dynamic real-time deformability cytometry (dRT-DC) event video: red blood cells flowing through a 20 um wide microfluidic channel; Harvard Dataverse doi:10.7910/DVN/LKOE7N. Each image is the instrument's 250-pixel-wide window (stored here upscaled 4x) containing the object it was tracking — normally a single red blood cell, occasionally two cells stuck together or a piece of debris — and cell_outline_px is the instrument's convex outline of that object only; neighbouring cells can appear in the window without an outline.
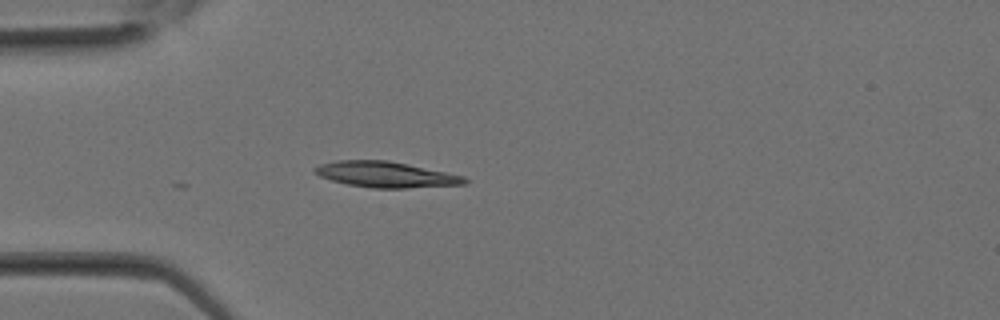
{"species": "Egyptian fruit bat (a non-hibernating species)", "species_latin": "Rousettus aegyptiacus", "temperature_condition": "room temperature", "stored_images_in_passage": 12, "camera_frame_rate_fps": 3000, "um_per_image_px": 0.085, "animal": {"sex": "female"}, "frame": {"image": 1, "passage_image": 7, "time_ms": 2.0, "image_size_px": [1000, 320], "cell_outline_px": [[468, 184], [408, 188], [372, 188], [348, 184], [332, 180], [320, 176], [312, 172], [312, 168], [320, 164], [336, 160], [388, 160], [408, 164], [464, 176], [468, 180]], "centroid_in_image_um": [32.78, 14.83], "position_along_channel_um": 52.2, "area_um2": 22.54}}
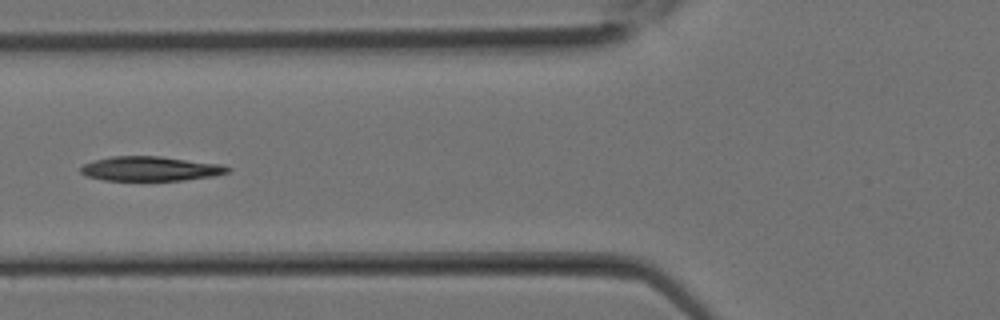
{"frame": {"image": 2, "passage_image": 10, "time_ms": 3.0, "image_size_px": [1000, 320], "cell_outline_px": [[232, 168], [228, 172], [216, 176], [184, 180], [104, 180], [84, 176], [80, 172], [80, 168], [84, 164], [92, 160], [112, 156], [160, 156], [220, 164]], "centroid_in_image_um": [12.77, 14.34], "position_along_channel_um": 113.0, "area_um2": 21.1}}
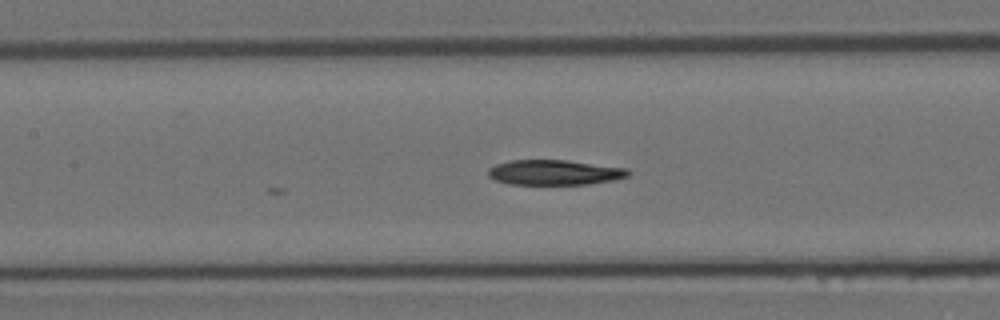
{"frame": {"image": 3, "passage_image": 12, "time_ms": 3.667, "image_size_px": [1000, 320], "cell_outline_px": [[632, 172], [628, 176], [612, 180], [588, 184], [508, 184], [496, 180], [488, 176], [488, 168], [496, 164], [512, 160], [568, 160], [628, 168]], "centroid_in_image_um": [47.15, 14.65], "position_along_channel_um": 160.3, "area_um2": 20.52}}